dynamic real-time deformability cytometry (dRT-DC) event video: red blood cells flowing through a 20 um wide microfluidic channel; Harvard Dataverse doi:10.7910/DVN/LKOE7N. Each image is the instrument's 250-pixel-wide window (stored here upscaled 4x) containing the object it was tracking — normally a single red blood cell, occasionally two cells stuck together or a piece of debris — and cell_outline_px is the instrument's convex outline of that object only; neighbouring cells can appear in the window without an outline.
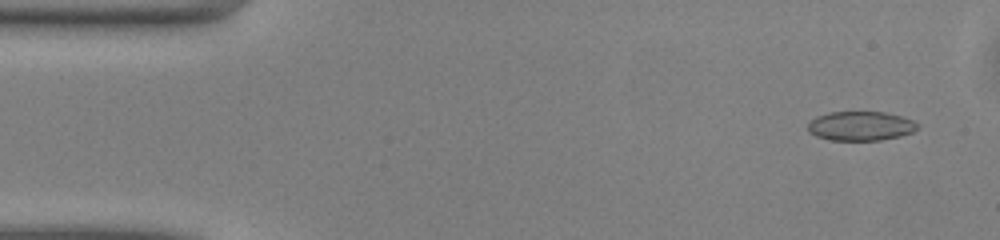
{"species": "common noctule bat (a hibernating species)", "species_latin": "Nyctalus noctula", "temperature_condition": "warm", "stored_images_in_passage": 50, "camera_frame_rate_fps": 3000, "um_per_image_px": 0.085, "animal": {"sex": "male", "body_mass_g": 13.0, "forearm_length_mm": 53.1}, "frame": {"image": 1, "passage_image": 3, "time_ms": 0.667, "image_size_px": [1000, 240], "cell_outline_px": [[920, 124], [912, 132], [900, 136], [880, 140], [828, 140], [816, 136], [808, 132], [808, 124], [816, 116], [828, 112], [884, 112], [900, 116], [912, 120]], "centroid_in_image_um": [73.13, 10.71], "position_along_channel_um": 11.9, "area_um2": 18.67}}
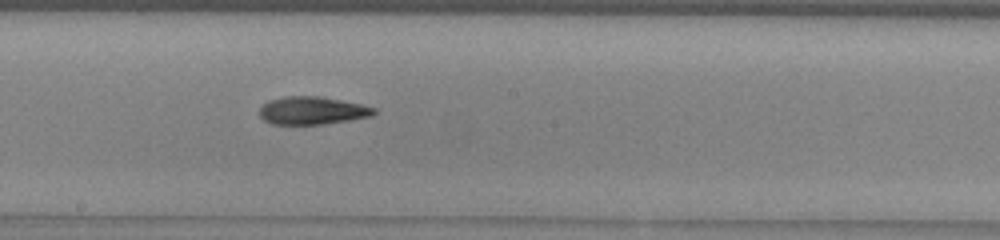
{"frame": {"image": 2, "passage_image": 26, "time_ms": 8.333, "image_size_px": [1000, 240], "cell_outline_px": [[376, 112], [372, 116], [324, 124], [272, 124], [264, 120], [260, 116], [260, 108], [268, 100], [284, 96], [320, 96], [360, 104], [376, 108]], "centroid_in_image_um": [26.53, 9.39], "position_along_channel_um": 221.7, "area_um2": 18.5}}
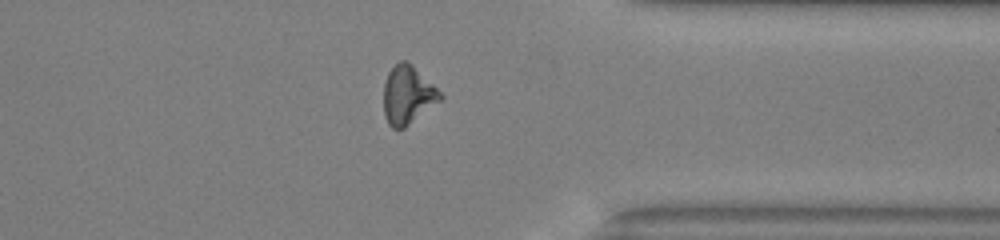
{"frame": {"image": 3, "passage_image": 38, "time_ms": 12.333, "image_size_px": [1000, 240], "cell_outline_px": [[444, 96], [440, 100], [404, 128], [392, 128], [388, 124], [384, 116], [384, 84], [388, 72], [400, 60], [408, 60]], "centroid_in_image_um": [34.63, 8.06], "position_along_channel_um": 376.8, "area_um2": 18.96}}